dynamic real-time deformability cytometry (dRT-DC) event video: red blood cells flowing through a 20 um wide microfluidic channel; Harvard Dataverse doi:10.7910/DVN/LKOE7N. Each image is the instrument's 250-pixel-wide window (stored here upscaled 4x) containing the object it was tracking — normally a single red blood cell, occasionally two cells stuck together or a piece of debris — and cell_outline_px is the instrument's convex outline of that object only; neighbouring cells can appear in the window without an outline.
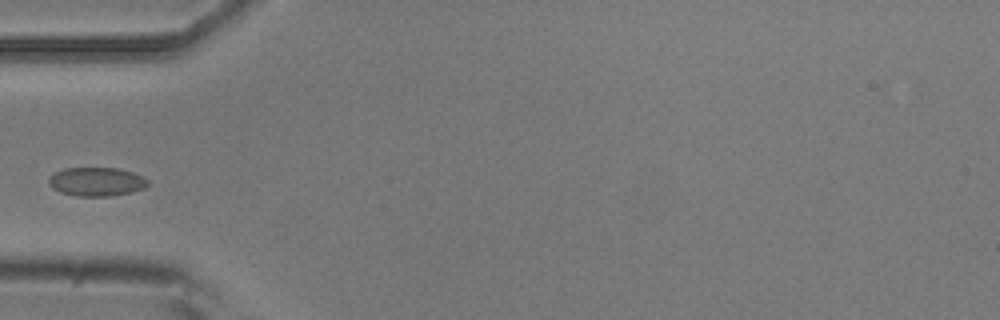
{"species": "common noctule bat (a hibernating species)", "species_latin": "Nyctalus noctula", "temperature_condition": "room temperature", "stored_images_in_passage": 6, "camera_frame_rate_fps": 3000, "um_per_image_px": 0.085, "animal": {"sex": "male", "body_mass_g": 20.5, "forearm_length_mm": 52.5}, "frame": {"image": 1, "passage_image": 5, "time_ms": 5.333, "image_size_px": [1000, 320], "cell_outline_px": [[148, 184], [144, 188], [132, 192], [112, 196], [76, 196], [60, 192], [52, 188], [48, 184], [48, 180], [56, 172], [64, 168], [120, 168], [144, 176], [148, 180]], "centroid_in_image_um": [8.22, 15.45], "position_along_channel_um": 76.8, "area_um2": 16.7}}
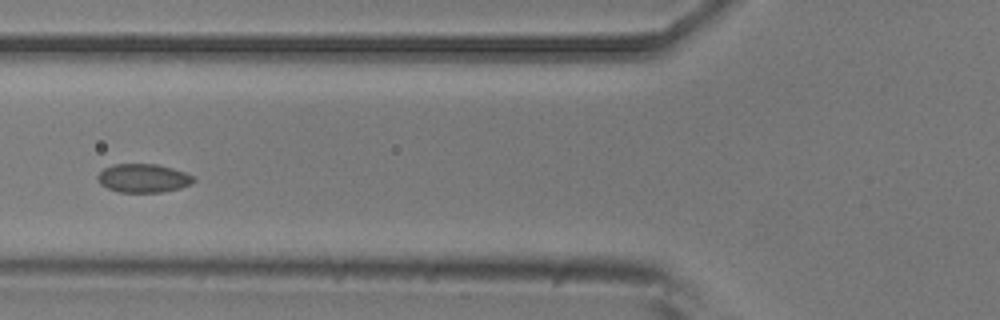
{"frame": {"image": 2, "passage_image": 6, "time_ms": 6.333, "image_size_px": [1000, 320], "cell_outline_px": [[196, 180], [192, 184], [180, 188], [160, 192], [120, 192], [108, 188], [100, 184], [96, 180], [96, 176], [104, 168], [112, 164], [156, 164], [172, 168], [184, 172], [192, 176]], "centroid_in_image_um": [12.16, 15.14], "position_along_channel_um": 113.6, "area_um2": 16.01}}